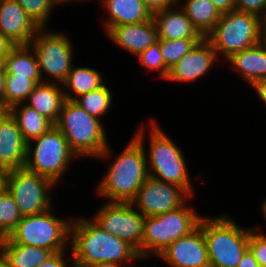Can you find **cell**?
<instances>
[{
    "mask_svg": "<svg viewBox=\"0 0 266 267\" xmlns=\"http://www.w3.org/2000/svg\"><path fill=\"white\" fill-rule=\"evenodd\" d=\"M149 118L147 121L138 123L133 133L144 147L149 176L178 185L195 197L197 189L194 188L193 181L199 179L198 183H206L205 174L198 172L196 179L193 178L194 175L192 176L189 170L190 163L187 162L189 158L185 156L186 153H183L181 145H177L168 132L161 127L157 118L153 116Z\"/></svg>",
    "mask_w": 266,
    "mask_h": 267,
    "instance_id": "cell-1",
    "label": "cell"
},
{
    "mask_svg": "<svg viewBox=\"0 0 266 267\" xmlns=\"http://www.w3.org/2000/svg\"><path fill=\"white\" fill-rule=\"evenodd\" d=\"M126 142L117 153L109 142L96 158L109 162L95 188V194L103 202H130L149 177L143 145L133 135Z\"/></svg>",
    "mask_w": 266,
    "mask_h": 267,
    "instance_id": "cell-2",
    "label": "cell"
},
{
    "mask_svg": "<svg viewBox=\"0 0 266 267\" xmlns=\"http://www.w3.org/2000/svg\"><path fill=\"white\" fill-rule=\"evenodd\" d=\"M70 249L74 267L99 262L133 267L141 259L132 245L103 230L88 215L76 213L70 225Z\"/></svg>",
    "mask_w": 266,
    "mask_h": 267,
    "instance_id": "cell-3",
    "label": "cell"
},
{
    "mask_svg": "<svg viewBox=\"0 0 266 267\" xmlns=\"http://www.w3.org/2000/svg\"><path fill=\"white\" fill-rule=\"evenodd\" d=\"M225 213V214H224ZM229 212L202 217L210 267H237L248 250L251 225L244 227Z\"/></svg>",
    "mask_w": 266,
    "mask_h": 267,
    "instance_id": "cell-4",
    "label": "cell"
},
{
    "mask_svg": "<svg viewBox=\"0 0 266 267\" xmlns=\"http://www.w3.org/2000/svg\"><path fill=\"white\" fill-rule=\"evenodd\" d=\"M65 136L70 149L79 158L96 159L108 146L106 124L89 115L74 101L65 100L54 124Z\"/></svg>",
    "mask_w": 266,
    "mask_h": 267,
    "instance_id": "cell-5",
    "label": "cell"
},
{
    "mask_svg": "<svg viewBox=\"0 0 266 267\" xmlns=\"http://www.w3.org/2000/svg\"><path fill=\"white\" fill-rule=\"evenodd\" d=\"M191 197L179 208L155 216H145L141 258L153 259L177 239L190 234L204 214L191 204ZM193 199V200H192ZM191 200V201H190Z\"/></svg>",
    "mask_w": 266,
    "mask_h": 267,
    "instance_id": "cell-6",
    "label": "cell"
},
{
    "mask_svg": "<svg viewBox=\"0 0 266 267\" xmlns=\"http://www.w3.org/2000/svg\"><path fill=\"white\" fill-rule=\"evenodd\" d=\"M78 161L76 154L62 132L54 125L40 137L27 142L25 168L46 177L59 186L73 170L72 164ZM74 160V161H73ZM63 178V179H62Z\"/></svg>",
    "mask_w": 266,
    "mask_h": 267,
    "instance_id": "cell-7",
    "label": "cell"
},
{
    "mask_svg": "<svg viewBox=\"0 0 266 267\" xmlns=\"http://www.w3.org/2000/svg\"><path fill=\"white\" fill-rule=\"evenodd\" d=\"M55 208L56 205L42 214L23 216L7 237L13 243L46 248L52 253L70 249L74 213L60 216Z\"/></svg>",
    "mask_w": 266,
    "mask_h": 267,
    "instance_id": "cell-8",
    "label": "cell"
},
{
    "mask_svg": "<svg viewBox=\"0 0 266 267\" xmlns=\"http://www.w3.org/2000/svg\"><path fill=\"white\" fill-rule=\"evenodd\" d=\"M206 38L223 62L233 53L262 41L260 17L237 10L221 13L219 21Z\"/></svg>",
    "mask_w": 266,
    "mask_h": 267,
    "instance_id": "cell-9",
    "label": "cell"
},
{
    "mask_svg": "<svg viewBox=\"0 0 266 267\" xmlns=\"http://www.w3.org/2000/svg\"><path fill=\"white\" fill-rule=\"evenodd\" d=\"M50 30V31H49ZM61 31L41 28L30 42L38 61L42 82L62 84L75 64V44Z\"/></svg>",
    "mask_w": 266,
    "mask_h": 267,
    "instance_id": "cell-10",
    "label": "cell"
},
{
    "mask_svg": "<svg viewBox=\"0 0 266 267\" xmlns=\"http://www.w3.org/2000/svg\"><path fill=\"white\" fill-rule=\"evenodd\" d=\"M55 185L25 167L9 170L6 190L13 197L22 216L39 215L55 205Z\"/></svg>",
    "mask_w": 266,
    "mask_h": 267,
    "instance_id": "cell-11",
    "label": "cell"
},
{
    "mask_svg": "<svg viewBox=\"0 0 266 267\" xmlns=\"http://www.w3.org/2000/svg\"><path fill=\"white\" fill-rule=\"evenodd\" d=\"M96 210L89 217L106 232L132 245L141 258L145 216L130 202L105 201Z\"/></svg>",
    "mask_w": 266,
    "mask_h": 267,
    "instance_id": "cell-12",
    "label": "cell"
},
{
    "mask_svg": "<svg viewBox=\"0 0 266 267\" xmlns=\"http://www.w3.org/2000/svg\"><path fill=\"white\" fill-rule=\"evenodd\" d=\"M191 197L184 188L149 176L130 203L142 215L155 216L179 208Z\"/></svg>",
    "mask_w": 266,
    "mask_h": 267,
    "instance_id": "cell-13",
    "label": "cell"
},
{
    "mask_svg": "<svg viewBox=\"0 0 266 267\" xmlns=\"http://www.w3.org/2000/svg\"><path fill=\"white\" fill-rule=\"evenodd\" d=\"M221 64L223 63L218 58L210 41L203 37L184 57L169 69L165 81L168 83L172 82V84L179 83L180 86L184 83L187 84L186 86L191 83L195 84L197 81H203V77L205 79V76L210 74L214 68L219 69L218 67L223 66Z\"/></svg>",
    "mask_w": 266,
    "mask_h": 267,
    "instance_id": "cell-14",
    "label": "cell"
},
{
    "mask_svg": "<svg viewBox=\"0 0 266 267\" xmlns=\"http://www.w3.org/2000/svg\"><path fill=\"white\" fill-rule=\"evenodd\" d=\"M154 260L164 262L166 267H210L202 218L195 230L171 243Z\"/></svg>",
    "mask_w": 266,
    "mask_h": 267,
    "instance_id": "cell-15",
    "label": "cell"
},
{
    "mask_svg": "<svg viewBox=\"0 0 266 267\" xmlns=\"http://www.w3.org/2000/svg\"><path fill=\"white\" fill-rule=\"evenodd\" d=\"M104 34L118 50L136 58L150 45L158 41L157 27L153 19L139 24H127L110 27Z\"/></svg>",
    "mask_w": 266,
    "mask_h": 267,
    "instance_id": "cell-16",
    "label": "cell"
},
{
    "mask_svg": "<svg viewBox=\"0 0 266 267\" xmlns=\"http://www.w3.org/2000/svg\"><path fill=\"white\" fill-rule=\"evenodd\" d=\"M40 29L16 0L0 1V32L14 46L29 45Z\"/></svg>",
    "mask_w": 266,
    "mask_h": 267,
    "instance_id": "cell-17",
    "label": "cell"
},
{
    "mask_svg": "<svg viewBox=\"0 0 266 267\" xmlns=\"http://www.w3.org/2000/svg\"><path fill=\"white\" fill-rule=\"evenodd\" d=\"M27 141L16 120L8 111L0 114V167L8 170L23 168L26 163Z\"/></svg>",
    "mask_w": 266,
    "mask_h": 267,
    "instance_id": "cell-18",
    "label": "cell"
},
{
    "mask_svg": "<svg viewBox=\"0 0 266 267\" xmlns=\"http://www.w3.org/2000/svg\"><path fill=\"white\" fill-rule=\"evenodd\" d=\"M98 1L100 9L102 8V12L104 13H102L104 17L99 20L102 24L101 27H103V33L112 26L139 24L153 18V14L142 0Z\"/></svg>",
    "mask_w": 266,
    "mask_h": 267,
    "instance_id": "cell-19",
    "label": "cell"
},
{
    "mask_svg": "<svg viewBox=\"0 0 266 267\" xmlns=\"http://www.w3.org/2000/svg\"><path fill=\"white\" fill-rule=\"evenodd\" d=\"M222 63H225L224 67H229V70L236 73L247 86H251L254 82L266 78V46L261 41L253 47L233 53Z\"/></svg>",
    "mask_w": 266,
    "mask_h": 267,
    "instance_id": "cell-20",
    "label": "cell"
},
{
    "mask_svg": "<svg viewBox=\"0 0 266 267\" xmlns=\"http://www.w3.org/2000/svg\"><path fill=\"white\" fill-rule=\"evenodd\" d=\"M158 39L203 38L178 3L153 13Z\"/></svg>",
    "mask_w": 266,
    "mask_h": 267,
    "instance_id": "cell-21",
    "label": "cell"
},
{
    "mask_svg": "<svg viewBox=\"0 0 266 267\" xmlns=\"http://www.w3.org/2000/svg\"><path fill=\"white\" fill-rule=\"evenodd\" d=\"M65 100L62 84L42 82L35 86L24 103L55 124Z\"/></svg>",
    "mask_w": 266,
    "mask_h": 267,
    "instance_id": "cell-22",
    "label": "cell"
},
{
    "mask_svg": "<svg viewBox=\"0 0 266 267\" xmlns=\"http://www.w3.org/2000/svg\"><path fill=\"white\" fill-rule=\"evenodd\" d=\"M75 63L67 78L62 83V89L66 100L74 101L80 95L97 90L104 86L106 76L98 68Z\"/></svg>",
    "mask_w": 266,
    "mask_h": 267,
    "instance_id": "cell-23",
    "label": "cell"
},
{
    "mask_svg": "<svg viewBox=\"0 0 266 267\" xmlns=\"http://www.w3.org/2000/svg\"><path fill=\"white\" fill-rule=\"evenodd\" d=\"M5 74L26 77L42 83L35 51L30 45H16L3 58Z\"/></svg>",
    "mask_w": 266,
    "mask_h": 267,
    "instance_id": "cell-24",
    "label": "cell"
},
{
    "mask_svg": "<svg viewBox=\"0 0 266 267\" xmlns=\"http://www.w3.org/2000/svg\"><path fill=\"white\" fill-rule=\"evenodd\" d=\"M0 252L11 267H38L53 254L46 248L13 243L7 236L0 238Z\"/></svg>",
    "mask_w": 266,
    "mask_h": 267,
    "instance_id": "cell-25",
    "label": "cell"
},
{
    "mask_svg": "<svg viewBox=\"0 0 266 267\" xmlns=\"http://www.w3.org/2000/svg\"><path fill=\"white\" fill-rule=\"evenodd\" d=\"M198 32L206 37L220 19L221 12L211 0H177Z\"/></svg>",
    "mask_w": 266,
    "mask_h": 267,
    "instance_id": "cell-26",
    "label": "cell"
},
{
    "mask_svg": "<svg viewBox=\"0 0 266 267\" xmlns=\"http://www.w3.org/2000/svg\"><path fill=\"white\" fill-rule=\"evenodd\" d=\"M16 120L24 139L30 140L46 133L54 124L25 103H18L7 110Z\"/></svg>",
    "mask_w": 266,
    "mask_h": 267,
    "instance_id": "cell-27",
    "label": "cell"
},
{
    "mask_svg": "<svg viewBox=\"0 0 266 267\" xmlns=\"http://www.w3.org/2000/svg\"><path fill=\"white\" fill-rule=\"evenodd\" d=\"M108 85L109 83H106L97 90L80 95L74 102L82 107L89 115L105 122L104 117L106 114L108 116L114 109L112 107L115 101L114 96H116L114 88L112 90Z\"/></svg>",
    "mask_w": 266,
    "mask_h": 267,
    "instance_id": "cell-28",
    "label": "cell"
},
{
    "mask_svg": "<svg viewBox=\"0 0 266 267\" xmlns=\"http://www.w3.org/2000/svg\"><path fill=\"white\" fill-rule=\"evenodd\" d=\"M37 84L26 77L6 74L5 76V111L11 106L24 103Z\"/></svg>",
    "mask_w": 266,
    "mask_h": 267,
    "instance_id": "cell-29",
    "label": "cell"
},
{
    "mask_svg": "<svg viewBox=\"0 0 266 267\" xmlns=\"http://www.w3.org/2000/svg\"><path fill=\"white\" fill-rule=\"evenodd\" d=\"M16 1L23 8L26 14L31 17L40 28H51L49 24H51L50 21H52V14L54 15V10L59 7L57 0Z\"/></svg>",
    "mask_w": 266,
    "mask_h": 267,
    "instance_id": "cell-30",
    "label": "cell"
},
{
    "mask_svg": "<svg viewBox=\"0 0 266 267\" xmlns=\"http://www.w3.org/2000/svg\"><path fill=\"white\" fill-rule=\"evenodd\" d=\"M202 38L158 39L161 54L169 70L184 57Z\"/></svg>",
    "mask_w": 266,
    "mask_h": 267,
    "instance_id": "cell-31",
    "label": "cell"
},
{
    "mask_svg": "<svg viewBox=\"0 0 266 267\" xmlns=\"http://www.w3.org/2000/svg\"><path fill=\"white\" fill-rule=\"evenodd\" d=\"M17 204L7 190L0 193V238L8 234L17 226L22 219Z\"/></svg>",
    "mask_w": 266,
    "mask_h": 267,
    "instance_id": "cell-32",
    "label": "cell"
},
{
    "mask_svg": "<svg viewBox=\"0 0 266 267\" xmlns=\"http://www.w3.org/2000/svg\"><path fill=\"white\" fill-rule=\"evenodd\" d=\"M138 59L142 68H144L146 73H157L162 81L167 78L169 70L166 68L163 56L161 54L159 41L155 42L154 44L150 45L146 50L140 53L135 60Z\"/></svg>",
    "mask_w": 266,
    "mask_h": 267,
    "instance_id": "cell-33",
    "label": "cell"
},
{
    "mask_svg": "<svg viewBox=\"0 0 266 267\" xmlns=\"http://www.w3.org/2000/svg\"><path fill=\"white\" fill-rule=\"evenodd\" d=\"M248 249L257 260L260 267L266 266V234L257 232L253 228L250 231Z\"/></svg>",
    "mask_w": 266,
    "mask_h": 267,
    "instance_id": "cell-34",
    "label": "cell"
},
{
    "mask_svg": "<svg viewBox=\"0 0 266 267\" xmlns=\"http://www.w3.org/2000/svg\"><path fill=\"white\" fill-rule=\"evenodd\" d=\"M38 267H74L71 249L53 253Z\"/></svg>",
    "mask_w": 266,
    "mask_h": 267,
    "instance_id": "cell-35",
    "label": "cell"
},
{
    "mask_svg": "<svg viewBox=\"0 0 266 267\" xmlns=\"http://www.w3.org/2000/svg\"><path fill=\"white\" fill-rule=\"evenodd\" d=\"M266 0H236L234 10L252 13L259 17L264 14Z\"/></svg>",
    "mask_w": 266,
    "mask_h": 267,
    "instance_id": "cell-36",
    "label": "cell"
},
{
    "mask_svg": "<svg viewBox=\"0 0 266 267\" xmlns=\"http://www.w3.org/2000/svg\"><path fill=\"white\" fill-rule=\"evenodd\" d=\"M145 6L153 14L177 3V0H142Z\"/></svg>",
    "mask_w": 266,
    "mask_h": 267,
    "instance_id": "cell-37",
    "label": "cell"
},
{
    "mask_svg": "<svg viewBox=\"0 0 266 267\" xmlns=\"http://www.w3.org/2000/svg\"><path fill=\"white\" fill-rule=\"evenodd\" d=\"M250 87L254 90L252 92L255 93L257 100L263 102L266 108V78L254 82Z\"/></svg>",
    "mask_w": 266,
    "mask_h": 267,
    "instance_id": "cell-38",
    "label": "cell"
},
{
    "mask_svg": "<svg viewBox=\"0 0 266 267\" xmlns=\"http://www.w3.org/2000/svg\"><path fill=\"white\" fill-rule=\"evenodd\" d=\"M211 1L221 13H226L234 10L236 0H211Z\"/></svg>",
    "mask_w": 266,
    "mask_h": 267,
    "instance_id": "cell-39",
    "label": "cell"
},
{
    "mask_svg": "<svg viewBox=\"0 0 266 267\" xmlns=\"http://www.w3.org/2000/svg\"><path fill=\"white\" fill-rule=\"evenodd\" d=\"M237 267H260L251 251L248 249L243 255Z\"/></svg>",
    "mask_w": 266,
    "mask_h": 267,
    "instance_id": "cell-40",
    "label": "cell"
},
{
    "mask_svg": "<svg viewBox=\"0 0 266 267\" xmlns=\"http://www.w3.org/2000/svg\"><path fill=\"white\" fill-rule=\"evenodd\" d=\"M259 206H260L259 209H261L260 212H262L261 214L263 215L262 217L264 218V219H262V221L264 220L265 223L262 222L261 225L260 224H257V223L256 224H253V225L251 224V226L257 232L266 234V231L263 228L264 227V224L266 225V197H264V199L261 201V204Z\"/></svg>",
    "mask_w": 266,
    "mask_h": 267,
    "instance_id": "cell-41",
    "label": "cell"
},
{
    "mask_svg": "<svg viewBox=\"0 0 266 267\" xmlns=\"http://www.w3.org/2000/svg\"><path fill=\"white\" fill-rule=\"evenodd\" d=\"M5 70L0 69V108L5 111Z\"/></svg>",
    "mask_w": 266,
    "mask_h": 267,
    "instance_id": "cell-42",
    "label": "cell"
},
{
    "mask_svg": "<svg viewBox=\"0 0 266 267\" xmlns=\"http://www.w3.org/2000/svg\"><path fill=\"white\" fill-rule=\"evenodd\" d=\"M13 47L12 42L0 32V56H6Z\"/></svg>",
    "mask_w": 266,
    "mask_h": 267,
    "instance_id": "cell-43",
    "label": "cell"
},
{
    "mask_svg": "<svg viewBox=\"0 0 266 267\" xmlns=\"http://www.w3.org/2000/svg\"><path fill=\"white\" fill-rule=\"evenodd\" d=\"M8 172L6 167H0V193L6 190Z\"/></svg>",
    "mask_w": 266,
    "mask_h": 267,
    "instance_id": "cell-44",
    "label": "cell"
},
{
    "mask_svg": "<svg viewBox=\"0 0 266 267\" xmlns=\"http://www.w3.org/2000/svg\"><path fill=\"white\" fill-rule=\"evenodd\" d=\"M90 1L93 2V0H57L58 5L60 7H63V6L65 7V5H67V4H70V5L72 4L73 5L74 3H76V4H79L80 3L82 5V3H84V2L86 4V3L90 2ZM94 2L96 3V2H98V0H94Z\"/></svg>",
    "mask_w": 266,
    "mask_h": 267,
    "instance_id": "cell-45",
    "label": "cell"
},
{
    "mask_svg": "<svg viewBox=\"0 0 266 267\" xmlns=\"http://www.w3.org/2000/svg\"><path fill=\"white\" fill-rule=\"evenodd\" d=\"M85 267H127V266H122L119 264H113V263H107V262H99V263L86 265Z\"/></svg>",
    "mask_w": 266,
    "mask_h": 267,
    "instance_id": "cell-46",
    "label": "cell"
},
{
    "mask_svg": "<svg viewBox=\"0 0 266 267\" xmlns=\"http://www.w3.org/2000/svg\"><path fill=\"white\" fill-rule=\"evenodd\" d=\"M261 34H266V12L260 17Z\"/></svg>",
    "mask_w": 266,
    "mask_h": 267,
    "instance_id": "cell-47",
    "label": "cell"
},
{
    "mask_svg": "<svg viewBox=\"0 0 266 267\" xmlns=\"http://www.w3.org/2000/svg\"><path fill=\"white\" fill-rule=\"evenodd\" d=\"M148 261H149V259H144V258H141L139 261H138V264L136 263L133 267H157L156 266V264H154L155 266H150V265H148V264H144V262L145 263H148ZM140 262V263H139ZM142 263V265H140ZM144 264V265H143ZM160 265H163V264H159V267H160ZM162 267V266H161Z\"/></svg>",
    "mask_w": 266,
    "mask_h": 267,
    "instance_id": "cell-48",
    "label": "cell"
},
{
    "mask_svg": "<svg viewBox=\"0 0 266 267\" xmlns=\"http://www.w3.org/2000/svg\"><path fill=\"white\" fill-rule=\"evenodd\" d=\"M0 267H11L8 260L4 257V255L0 252Z\"/></svg>",
    "mask_w": 266,
    "mask_h": 267,
    "instance_id": "cell-49",
    "label": "cell"
},
{
    "mask_svg": "<svg viewBox=\"0 0 266 267\" xmlns=\"http://www.w3.org/2000/svg\"><path fill=\"white\" fill-rule=\"evenodd\" d=\"M262 37V42L265 44L266 46V34H261Z\"/></svg>",
    "mask_w": 266,
    "mask_h": 267,
    "instance_id": "cell-50",
    "label": "cell"
},
{
    "mask_svg": "<svg viewBox=\"0 0 266 267\" xmlns=\"http://www.w3.org/2000/svg\"><path fill=\"white\" fill-rule=\"evenodd\" d=\"M5 56H0V69L3 67V58H4Z\"/></svg>",
    "mask_w": 266,
    "mask_h": 267,
    "instance_id": "cell-51",
    "label": "cell"
},
{
    "mask_svg": "<svg viewBox=\"0 0 266 267\" xmlns=\"http://www.w3.org/2000/svg\"><path fill=\"white\" fill-rule=\"evenodd\" d=\"M264 12H266V1H265V7H264Z\"/></svg>",
    "mask_w": 266,
    "mask_h": 267,
    "instance_id": "cell-52",
    "label": "cell"
}]
</instances>
